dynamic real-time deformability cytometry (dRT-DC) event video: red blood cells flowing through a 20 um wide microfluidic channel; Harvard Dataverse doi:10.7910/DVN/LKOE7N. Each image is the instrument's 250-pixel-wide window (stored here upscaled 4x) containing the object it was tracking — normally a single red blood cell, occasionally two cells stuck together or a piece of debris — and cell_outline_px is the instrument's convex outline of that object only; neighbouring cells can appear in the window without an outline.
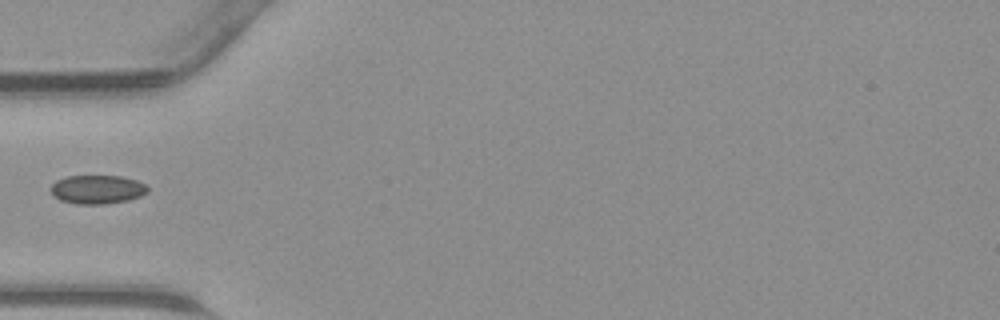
{"species": "common noctule bat (a hibernating species)", "species_latin": "Nyctalus noctula", "temperature_condition": "warm", "stored_images_in_passage": 31, "camera_frame_rate_fps": 3000, "um_per_image_px": 0.085, "animal": {"sex": "male", "body_mass_g": 23.1, "forearm_length_mm": 52.7}, "frame": {"image": 1, "passage_image": 1, "time_ms": 0.0, "image_size_px": [1000, 320], "cell_outline_px": [[148, 192], [140, 196], [128, 200], [104, 204], [76, 204], [60, 200], [52, 196], [52, 184], [56, 180], [68, 176], [120, 176], [136, 180], [144, 184], [148, 188]], "centroid_in_image_um": [8.26, 16.11], "position_along_channel_um": 76.7, "area_um2": 16.18}}
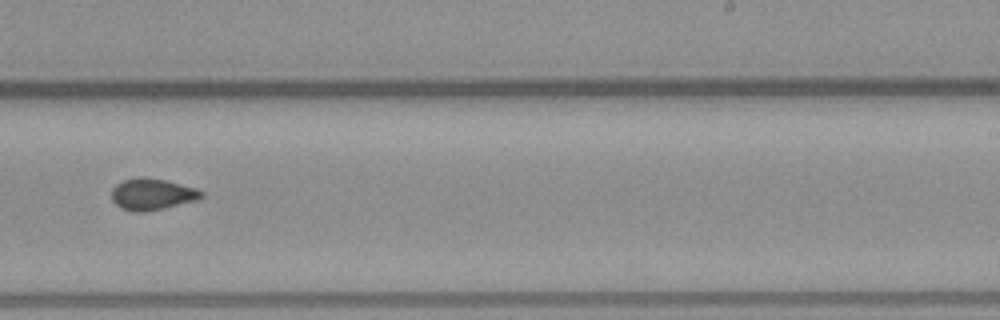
{"frame": {"image": 2, "passage_image": 14, "time_ms": 4.333, "image_size_px": [1000, 320], "cell_outline_px": [[204, 196], [196, 200], [164, 208], [144, 212], [132, 212], [120, 208], [112, 200], [112, 188], [116, 184], [124, 180], [140, 176], [164, 180], [196, 188], [204, 192]], "centroid_in_image_um": [12.91, 16.51], "position_along_channel_um": 276.1, "area_um2": 16.47}}
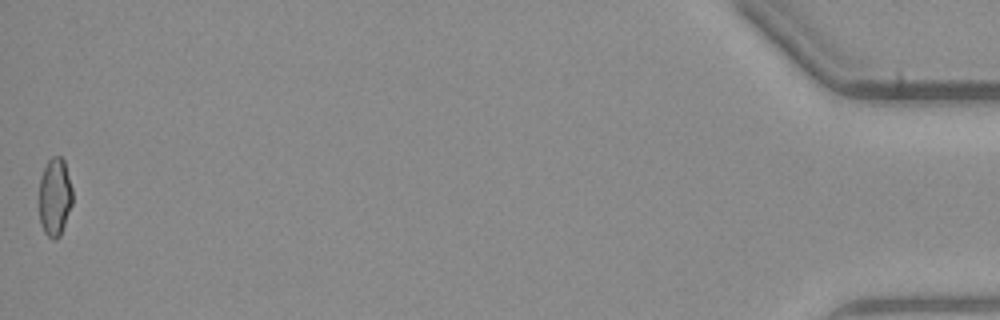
{"frame": {"image": 3, "passage_image": 31, "time_ms": 10.0, "image_size_px": [1000, 320], "cell_outline_px": [[72, 204], [60, 236], [56, 240], [52, 240], [44, 232], [40, 224], [36, 200], [40, 180], [44, 168], [48, 160], [52, 156], [60, 156], [64, 160], [72, 188]], "centroid_in_image_um": [4.61, 16.77], "position_along_channel_um": 430.6, "area_um2": 15.78}}